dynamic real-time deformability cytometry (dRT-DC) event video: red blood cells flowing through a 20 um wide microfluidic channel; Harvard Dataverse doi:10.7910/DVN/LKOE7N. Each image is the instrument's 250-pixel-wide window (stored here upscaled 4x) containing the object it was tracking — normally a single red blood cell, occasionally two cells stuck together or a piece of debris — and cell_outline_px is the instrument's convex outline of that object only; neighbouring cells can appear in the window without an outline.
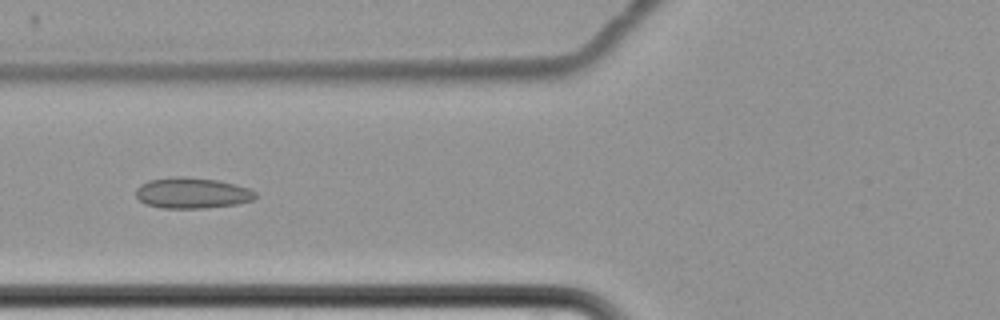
{"species": "common noctule bat (a hibernating species)", "species_latin": "Nyctalus noctula", "temperature_condition": "cold", "stored_images_in_passage": 12, "camera_frame_rate_fps": 3000, "um_per_image_px": 0.085, "animal": {"sex": "female", "body_mass_g": 22.7, "forearm_length_mm": 54.2}, "frame": {"image": 1, "passage_image": 3, "time_ms": 2.667, "image_size_px": [1000, 320], "cell_outline_px": [[256, 196], [252, 200], [236, 204], [204, 208], [160, 208], [144, 204], [136, 196], [136, 188], [140, 184], [148, 180], [172, 176], [184, 176], [216, 180], [236, 184], [248, 188], [256, 192]], "centroid_in_image_um": [16.28, 16.4], "position_along_channel_um": 109.5, "area_um2": 21.62}}
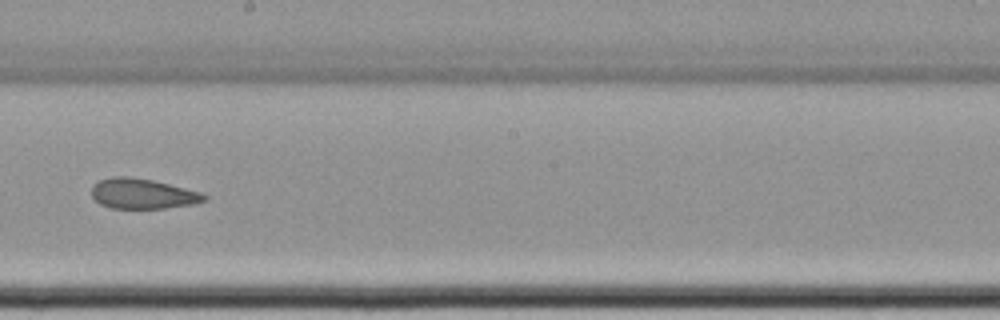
{"frame": {"image": 2, "passage_image": 6, "time_ms": 6.333, "image_size_px": [1000, 320], "cell_outline_px": [[208, 200], [196, 204], [164, 208], [112, 208], [100, 204], [92, 196], [92, 184], [100, 180], [112, 176], [128, 176], [152, 180], [200, 192], [208, 196]], "centroid_in_image_um": [12.13, 16.47], "position_along_channel_um": 236.1, "area_um2": 19.83}}
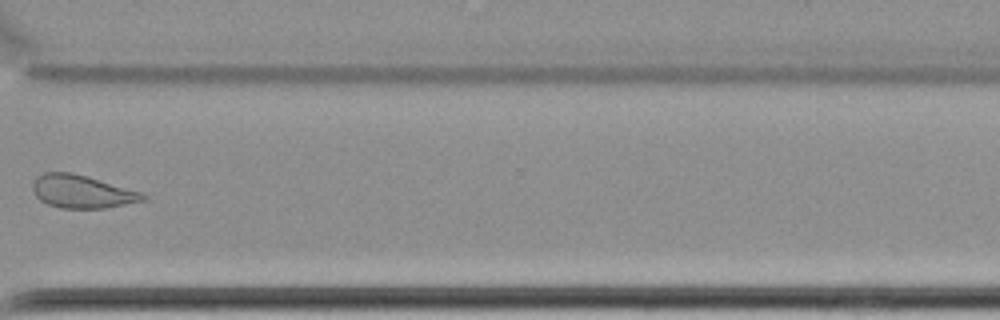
{"frame": {"image": 3, "passage_image": 9, "time_ms": 10.0, "image_size_px": [1000, 320], "cell_outline_px": [[148, 196], [144, 200], [104, 208], [60, 208], [48, 204], [40, 200], [36, 196], [32, 188], [32, 184], [36, 176], [44, 172], [72, 172], [140, 192]], "centroid_in_image_um": [6.9, 16.28], "position_along_channel_um": 363.7, "area_um2": 20.92}, "authors_computed_cell_mechanics": {"area_um2": 21.2704, "velocity_mm_per_s": 3.4591, "shape_relaxation_time_tau1_ms": null, "shape_relaxation_time_tau2_ms": 1.544, "deformation_change_tau1": null, "deformation_change_tau2": 0.0549}}